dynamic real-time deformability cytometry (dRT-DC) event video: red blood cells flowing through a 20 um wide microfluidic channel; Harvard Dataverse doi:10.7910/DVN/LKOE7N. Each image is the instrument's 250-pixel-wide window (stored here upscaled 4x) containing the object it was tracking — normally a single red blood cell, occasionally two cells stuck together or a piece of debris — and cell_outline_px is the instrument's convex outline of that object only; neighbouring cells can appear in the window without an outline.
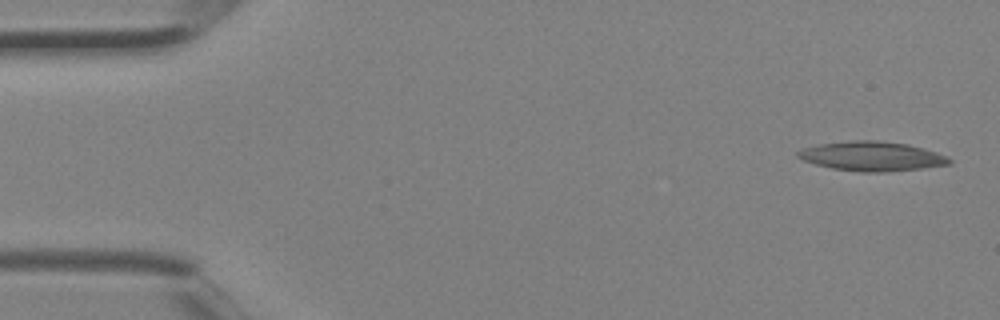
{"species": "Egyptian fruit bat (a non-hibernating species)", "species_latin": "Rousettus aegyptiacus", "temperature_condition": "room temperature", "stored_images_in_passage": 3, "camera_frame_rate_fps": 3000, "um_per_image_px": 0.085, "animal": {"sex": "female"}, "frame": {"image": 1, "passage_image": 1, "time_ms": 0.0, "image_size_px": [1000, 320], "cell_outline_px": [[952, 164], [888, 172], [860, 172], [832, 168], [816, 164], [804, 160], [796, 156], [796, 152], [804, 148], [820, 144], [852, 140], [880, 140], [908, 144], [936, 152], [948, 156], [952, 160]], "centroid_in_image_um": [74.13, 13.28], "position_along_channel_um": 10.9, "area_um2": 25.95}}